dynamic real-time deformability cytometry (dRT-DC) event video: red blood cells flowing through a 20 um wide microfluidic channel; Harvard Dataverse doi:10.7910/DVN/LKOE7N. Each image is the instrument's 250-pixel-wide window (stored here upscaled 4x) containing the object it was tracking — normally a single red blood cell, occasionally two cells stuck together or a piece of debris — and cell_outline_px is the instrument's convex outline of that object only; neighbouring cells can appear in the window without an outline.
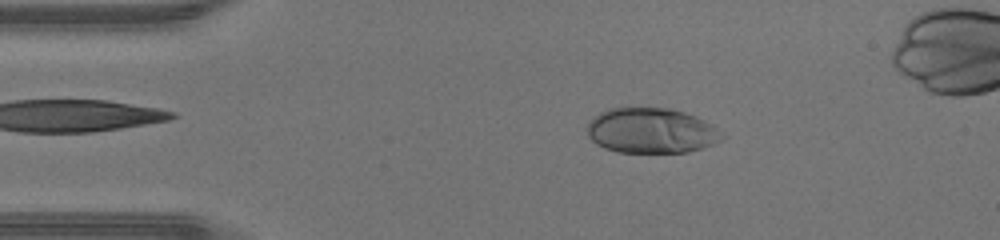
{"species": "human", "species_latin": "Homo sapiens", "temperature_condition": "warm", "stored_images_in_passage": 44, "camera_frame_rate_fps": 3000, "um_per_image_px": 0.085, "donor": {"sex": "male"}, "frame": {"image": 1, "passage_image": 7, "time_ms": 2.0, "image_size_px": [1000, 240], "cell_outline_px": [[728, 136], [712, 144], [688, 152], [616, 152], [604, 148], [596, 144], [588, 136], [588, 124], [600, 112], [608, 108], [668, 108], [684, 112], [696, 116], [712, 124]], "centroid_in_image_um": [55.39, 11.11], "position_along_channel_um": 29.6, "area_um2": 35.55}}
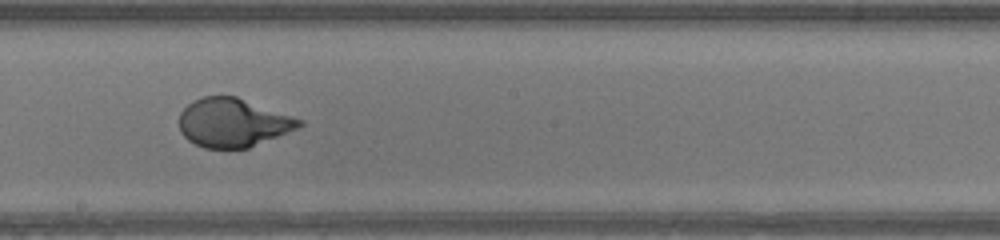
{"frame": {"image": 2, "passage_image": 24, "time_ms": 7.667, "image_size_px": [1000, 240], "cell_outline_px": [[304, 124], [300, 128], [248, 148], [204, 148], [188, 140], [180, 132], [180, 112], [188, 104], [204, 96], [236, 96], [304, 120]], "centroid_in_image_um": [19.83, 10.43], "position_along_channel_um": 228.4, "area_um2": 33.99}}
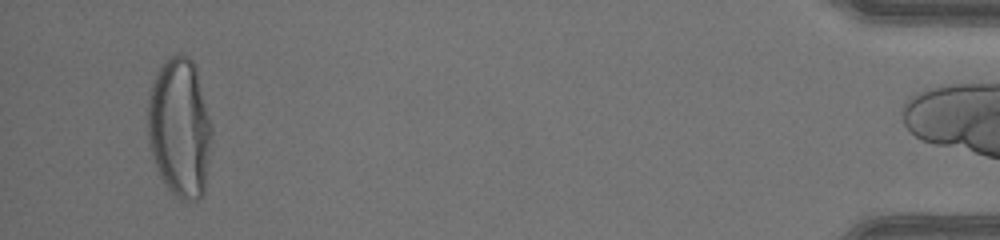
{"frame": {"image": 3, "passage_image": 43, "time_ms": 14.0, "image_size_px": [1000, 240], "cell_outline_px": [[212, 132], [204, 196], [200, 200], [188, 200], [176, 196], [168, 188], [160, 176], [156, 168], [152, 156], [148, 136], [148, 100], [152, 80], [160, 64], [168, 56], [176, 52], [188, 56], [196, 64], [212, 128]], "centroid_in_image_um": [15.27, 10.81], "position_along_channel_um": 419.9, "area_um2": 52.6}, "authors_computed_cell_mechanics": {"area_um2": 35.7493, "velocity_mm_per_s": 4.3947, "shape_relaxation_time_tau1_ms": 5.1131, "shape_relaxation_time_tau2_ms": null, "deformation_change_tau1": 0.2709, "deformation_change_tau2": null}}